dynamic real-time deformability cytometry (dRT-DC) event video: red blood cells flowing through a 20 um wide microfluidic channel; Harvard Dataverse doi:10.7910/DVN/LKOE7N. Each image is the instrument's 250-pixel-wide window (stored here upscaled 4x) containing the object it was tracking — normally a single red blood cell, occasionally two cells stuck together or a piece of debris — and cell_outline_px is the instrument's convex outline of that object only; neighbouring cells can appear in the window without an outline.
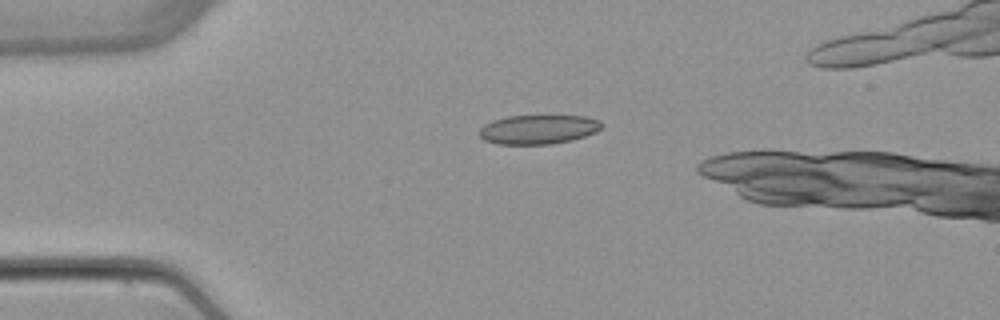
{"species": "common noctule bat (a hibernating species)", "species_latin": "Nyctalus noctula", "temperature_condition": "warm", "stored_images_in_passage": 4, "camera_frame_rate_fps": 3000, "um_per_image_px": 0.085, "animal": {"sex": "female", "body_mass_g": 22.7, "forearm_length_mm": 54.2}, "frame": {"image": 1, "passage_image": 3, "time_ms": 3.333, "image_size_px": [1000, 320], "cell_outline_px": [[604, 124], [596, 132], [572, 140], [552, 144], [496, 144], [484, 140], [480, 136], [480, 128], [484, 124], [492, 120], [508, 116], [584, 116], [600, 120]], "centroid_in_image_um": [45.75, 11.0], "position_along_channel_um": 39.2, "area_um2": 20.87}}